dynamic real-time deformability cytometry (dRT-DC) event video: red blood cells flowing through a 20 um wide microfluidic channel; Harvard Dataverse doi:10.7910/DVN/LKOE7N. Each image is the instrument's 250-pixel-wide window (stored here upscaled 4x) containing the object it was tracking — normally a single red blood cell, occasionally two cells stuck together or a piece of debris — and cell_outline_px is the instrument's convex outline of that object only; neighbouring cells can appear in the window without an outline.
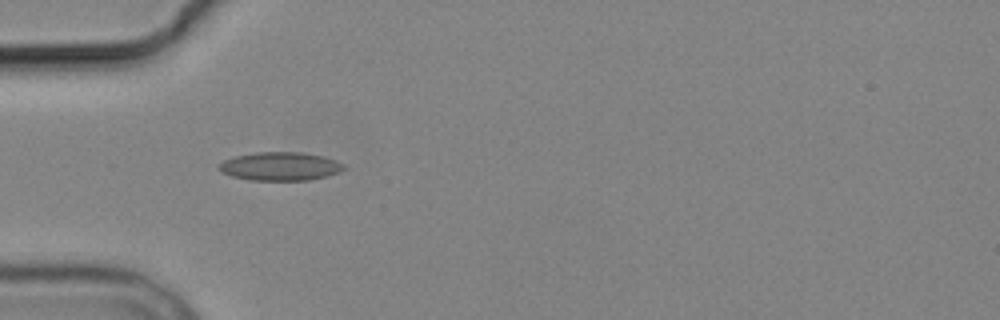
{"species": "common noctule bat (a hibernating species)", "species_latin": "Nyctalus noctula", "temperature_condition": "cold", "stored_images_in_passage": 3, "camera_frame_rate_fps": 3000, "um_per_image_px": 0.085, "animal": {"sex": "male", "body_mass_g": 19.2, "forearm_length_mm": 51.8}, "frame": {"image": 1, "passage_image": 3, "time_ms": 2.333, "image_size_px": [1000, 320], "cell_outline_px": [[348, 168], [340, 172], [308, 180], [252, 180], [232, 176], [216, 168], [224, 160], [236, 156], [256, 152], [300, 152], [324, 156], [336, 160], [344, 164]], "centroid_in_image_um": [23.86, 14.13], "position_along_channel_um": 61.1, "area_um2": 20.63}}